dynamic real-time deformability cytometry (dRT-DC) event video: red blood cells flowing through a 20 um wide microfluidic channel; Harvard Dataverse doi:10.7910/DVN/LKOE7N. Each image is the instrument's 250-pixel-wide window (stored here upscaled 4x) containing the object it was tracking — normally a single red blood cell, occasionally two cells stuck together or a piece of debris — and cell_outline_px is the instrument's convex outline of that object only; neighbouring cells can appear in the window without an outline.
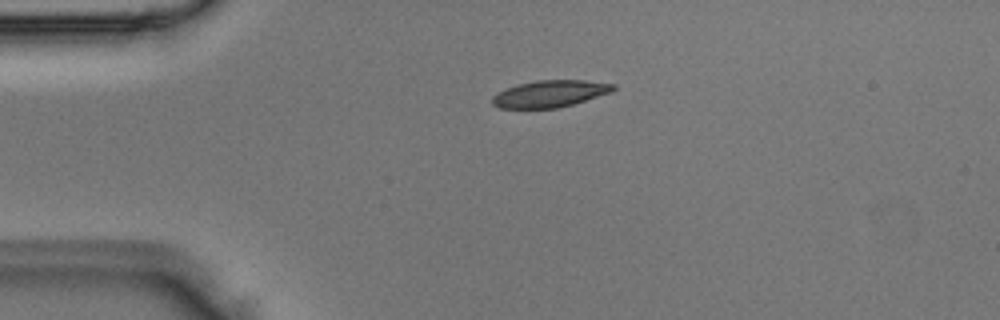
{"species": "Egyptian fruit bat (a non-hibernating species)", "species_latin": "Rousettus aegyptiacus", "temperature_condition": "room temperature", "stored_images_in_passage": 7, "camera_frame_rate_fps": 3000, "um_per_image_px": 0.085, "animal": {"sex": "male"}, "frame": {"image": 1, "passage_image": 3, "time_ms": 0.667, "image_size_px": [1000, 320], "cell_outline_px": [[616, 88], [612, 92], [572, 104], [556, 108], [500, 108], [492, 104], [492, 96], [508, 88], [520, 84], [540, 80], [584, 80], [616, 84]], "centroid_in_image_um": [46.78, 7.97], "position_along_channel_um": 38.2, "area_um2": 18.67}}
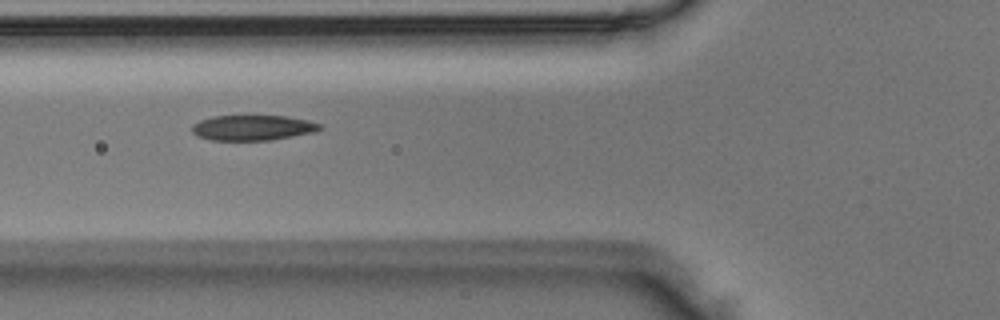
{"frame": {"image": 2, "passage_image": 5, "time_ms": 1.333, "image_size_px": [1000, 320], "cell_outline_px": [[324, 128], [316, 132], [272, 140], [212, 140], [196, 136], [192, 132], [192, 124], [200, 120], [212, 116], [284, 116], [308, 120], [320, 124]], "centroid_in_image_um": [21.49, 10.86], "position_along_channel_um": 104.3, "area_um2": 18.96}}
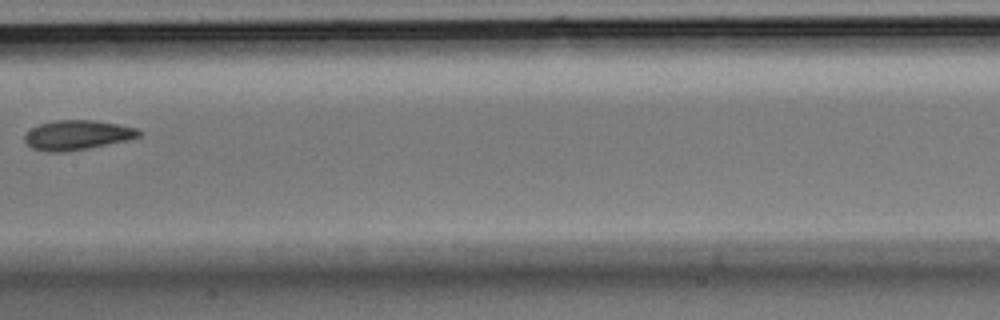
{"frame": {"image": 3, "passage_image": 7, "time_ms": 2.0, "image_size_px": [1000, 320], "cell_outline_px": [[144, 132], [140, 136], [128, 140], [88, 148], [64, 152], [48, 152], [32, 148], [24, 140], [24, 136], [32, 128], [40, 124], [56, 120], [92, 120], [116, 124], [136, 128]], "centroid_in_image_um": [6.58, 11.48], "position_along_channel_um": 200.8, "area_um2": 19.59}}